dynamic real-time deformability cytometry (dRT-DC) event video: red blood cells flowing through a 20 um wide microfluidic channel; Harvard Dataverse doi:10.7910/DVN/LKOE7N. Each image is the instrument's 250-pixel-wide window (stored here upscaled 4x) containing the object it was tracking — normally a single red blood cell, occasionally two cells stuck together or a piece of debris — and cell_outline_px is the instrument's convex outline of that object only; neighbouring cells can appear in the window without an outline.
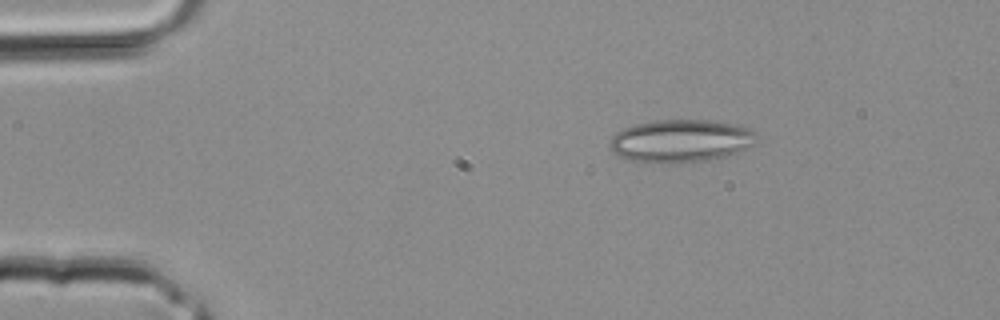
{"species": "common noctule bat (a hibernating species)", "species_latin": "Nyctalus noctula", "temperature_condition": "room temperature", "stored_images_in_passage": 2, "camera_frame_rate_fps": 3000, "um_per_image_px": 0.085, "animal": {"sex": "male", "body_mass_g": 20.4}, "frame": {"image": 1, "passage_image": 1, "time_ms": 0.0, "image_size_px": [1000, 320], "cell_outline_px": [[756, 132], [752, 144], [740, 152], [708, 160], [672, 164], [652, 164], [632, 160], [620, 156], [612, 152], [612, 136], [616, 132], [632, 124], [652, 120], [708, 120], [732, 124], [748, 128]], "centroid_in_image_um": [57.82, 11.99], "position_along_channel_um": 27.2, "area_um2": 36.65}}